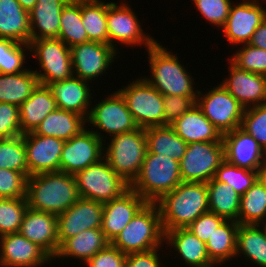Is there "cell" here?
I'll use <instances>...</instances> for the list:
<instances>
[{
    "instance_id": "obj_1",
    "label": "cell",
    "mask_w": 266,
    "mask_h": 267,
    "mask_svg": "<svg viewBox=\"0 0 266 267\" xmlns=\"http://www.w3.org/2000/svg\"><path fill=\"white\" fill-rule=\"evenodd\" d=\"M164 233L187 228L200 215L209 212L207 183L181 182L157 202Z\"/></svg>"
},
{
    "instance_id": "obj_2",
    "label": "cell",
    "mask_w": 266,
    "mask_h": 267,
    "mask_svg": "<svg viewBox=\"0 0 266 267\" xmlns=\"http://www.w3.org/2000/svg\"><path fill=\"white\" fill-rule=\"evenodd\" d=\"M79 198L74 175L58 171L30 175L27 179L26 200L30 209L59 215Z\"/></svg>"
},
{
    "instance_id": "obj_3",
    "label": "cell",
    "mask_w": 266,
    "mask_h": 267,
    "mask_svg": "<svg viewBox=\"0 0 266 267\" xmlns=\"http://www.w3.org/2000/svg\"><path fill=\"white\" fill-rule=\"evenodd\" d=\"M147 50L151 75L143 78L163 96H197L194 78L177 55L155 41Z\"/></svg>"
},
{
    "instance_id": "obj_4",
    "label": "cell",
    "mask_w": 266,
    "mask_h": 267,
    "mask_svg": "<svg viewBox=\"0 0 266 267\" xmlns=\"http://www.w3.org/2000/svg\"><path fill=\"white\" fill-rule=\"evenodd\" d=\"M181 182L177 160L162 153H146L141 171L130 188L147 202L155 203Z\"/></svg>"
},
{
    "instance_id": "obj_5",
    "label": "cell",
    "mask_w": 266,
    "mask_h": 267,
    "mask_svg": "<svg viewBox=\"0 0 266 267\" xmlns=\"http://www.w3.org/2000/svg\"><path fill=\"white\" fill-rule=\"evenodd\" d=\"M165 239L156 203H147L111 242L124 254L160 248Z\"/></svg>"
},
{
    "instance_id": "obj_6",
    "label": "cell",
    "mask_w": 266,
    "mask_h": 267,
    "mask_svg": "<svg viewBox=\"0 0 266 267\" xmlns=\"http://www.w3.org/2000/svg\"><path fill=\"white\" fill-rule=\"evenodd\" d=\"M104 146L103 157L110 167L128 184L138 177L147 152L145 129L117 134Z\"/></svg>"
},
{
    "instance_id": "obj_7",
    "label": "cell",
    "mask_w": 266,
    "mask_h": 267,
    "mask_svg": "<svg viewBox=\"0 0 266 267\" xmlns=\"http://www.w3.org/2000/svg\"><path fill=\"white\" fill-rule=\"evenodd\" d=\"M74 177L80 198L103 204L119 198L130 189V184L110 167L104 157Z\"/></svg>"
},
{
    "instance_id": "obj_8",
    "label": "cell",
    "mask_w": 266,
    "mask_h": 267,
    "mask_svg": "<svg viewBox=\"0 0 266 267\" xmlns=\"http://www.w3.org/2000/svg\"><path fill=\"white\" fill-rule=\"evenodd\" d=\"M117 91L124 98L139 128L164 126V96L144 78H138Z\"/></svg>"
},
{
    "instance_id": "obj_9",
    "label": "cell",
    "mask_w": 266,
    "mask_h": 267,
    "mask_svg": "<svg viewBox=\"0 0 266 267\" xmlns=\"http://www.w3.org/2000/svg\"><path fill=\"white\" fill-rule=\"evenodd\" d=\"M29 46L41 68L40 71L33 70L41 85L48 86L73 76L71 49L61 39L31 40Z\"/></svg>"
},
{
    "instance_id": "obj_10",
    "label": "cell",
    "mask_w": 266,
    "mask_h": 267,
    "mask_svg": "<svg viewBox=\"0 0 266 267\" xmlns=\"http://www.w3.org/2000/svg\"><path fill=\"white\" fill-rule=\"evenodd\" d=\"M224 160L223 142L187 144L185 154L179 161L182 182H209Z\"/></svg>"
},
{
    "instance_id": "obj_11",
    "label": "cell",
    "mask_w": 266,
    "mask_h": 267,
    "mask_svg": "<svg viewBox=\"0 0 266 267\" xmlns=\"http://www.w3.org/2000/svg\"><path fill=\"white\" fill-rule=\"evenodd\" d=\"M108 96L95 106H91L89 116L86 119L88 125L92 124L93 127L97 128L96 130L91 126V130L104 142L106 140L103 139L104 134L100 133L101 131L112 137L138 128L122 95L115 91Z\"/></svg>"
},
{
    "instance_id": "obj_12",
    "label": "cell",
    "mask_w": 266,
    "mask_h": 267,
    "mask_svg": "<svg viewBox=\"0 0 266 267\" xmlns=\"http://www.w3.org/2000/svg\"><path fill=\"white\" fill-rule=\"evenodd\" d=\"M201 92L199 89L196 104L222 135L241 127L245 109L221 84L205 95Z\"/></svg>"
},
{
    "instance_id": "obj_13",
    "label": "cell",
    "mask_w": 266,
    "mask_h": 267,
    "mask_svg": "<svg viewBox=\"0 0 266 267\" xmlns=\"http://www.w3.org/2000/svg\"><path fill=\"white\" fill-rule=\"evenodd\" d=\"M117 4L115 2L107 3L108 44L116 50L118 47H115L117 44L114 41L127 45L126 47L143 44L148 49L156 41L154 37L144 33L140 20L130 5L123 2L119 6Z\"/></svg>"
},
{
    "instance_id": "obj_14",
    "label": "cell",
    "mask_w": 266,
    "mask_h": 267,
    "mask_svg": "<svg viewBox=\"0 0 266 267\" xmlns=\"http://www.w3.org/2000/svg\"><path fill=\"white\" fill-rule=\"evenodd\" d=\"M104 145L90 128L64 142L60 156L59 171L71 175L82 171L103 158Z\"/></svg>"
},
{
    "instance_id": "obj_15",
    "label": "cell",
    "mask_w": 266,
    "mask_h": 267,
    "mask_svg": "<svg viewBox=\"0 0 266 267\" xmlns=\"http://www.w3.org/2000/svg\"><path fill=\"white\" fill-rule=\"evenodd\" d=\"M70 49L73 76L90 83L109 70L118 53V50L109 44L93 41L76 44Z\"/></svg>"
},
{
    "instance_id": "obj_16",
    "label": "cell",
    "mask_w": 266,
    "mask_h": 267,
    "mask_svg": "<svg viewBox=\"0 0 266 267\" xmlns=\"http://www.w3.org/2000/svg\"><path fill=\"white\" fill-rule=\"evenodd\" d=\"M236 4L231 6L226 24L221 29L233 46L248 44L253 33L266 20V8L258 0H242Z\"/></svg>"
},
{
    "instance_id": "obj_17",
    "label": "cell",
    "mask_w": 266,
    "mask_h": 267,
    "mask_svg": "<svg viewBox=\"0 0 266 267\" xmlns=\"http://www.w3.org/2000/svg\"><path fill=\"white\" fill-rule=\"evenodd\" d=\"M103 203L79 198L71 207L57 215L59 246L87 229L102 227Z\"/></svg>"
},
{
    "instance_id": "obj_18",
    "label": "cell",
    "mask_w": 266,
    "mask_h": 267,
    "mask_svg": "<svg viewBox=\"0 0 266 267\" xmlns=\"http://www.w3.org/2000/svg\"><path fill=\"white\" fill-rule=\"evenodd\" d=\"M30 175L58 172L64 140L37 135L33 131L22 134Z\"/></svg>"
},
{
    "instance_id": "obj_19",
    "label": "cell",
    "mask_w": 266,
    "mask_h": 267,
    "mask_svg": "<svg viewBox=\"0 0 266 267\" xmlns=\"http://www.w3.org/2000/svg\"><path fill=\"white\" fill-rule=\"evenodd\" d=\"M52 258L19 232L0 236L1 267H41Z\"/></svg>"
},
{
    "instance_id": "obj_20",
    "label": "cell",
    "mask_w": 266,
    "mask_h": 267,
    "mask_svg": "<svg viewBox=\"0 0 266 267\" xmlns=\"http://www.w3.org/2000/svg\"><path fill=\"white\" fill-rule=\"evenodd\" d=\"M147 203L131 188L119 198L104 203L101 230L107 241L111 243Z\"/></svg>"
},
{
    "instance_id": "obj_21",
    "label": "cell",
    "mask_w": 266,
    "mask_h": 267,
    "mask_svg": "<svg viewBox=\"0 0 266 267\" xmlns=\"http://www.w3.org/2000/svg\"><path fill=\"white\" fill-rule=\"evenodd\" d=\"M228 78L221 85L244 109L266 103V76L239 69L230 60Z\"/></svg>"
},
{
    "instance_id": "obj_22",
    "label": "cell",
    "mask_w": 266,
    "mask_h": 267,
    "mask_svg": "<svg viewBox=\"0 0 266 267\" xmlns=\"http://www.w3.org/2000/svg\"><path fill=\"white\" fill-rule=\"evenodd\" d=\"M19 233L41 247L54 260L59 248L57 215L28 207Z\"/></svg>"
},
{
    "instance_id": "obj_23",
    "label": "cell",
    "mask_w": 266,
    "mask_h": 267,
    "mask_svg": "<svg viewBox=\"0 0 266 267\" xmlns=\"http://www.w3.org/2000/svg\"><path fill=\"white\" fill-rule=\"evenodd\" d=\"M225 160L240 168L257 171L266 157L259 143L241 127L223 134Z\"/></svg>"
},
{
    "instance_id": "obj_24",
    "label": "cell",
    "mask_w": 266,
    "mask_h": 267,
    "mask_svg": "<svg viewBox=\"0 0 266 267\" xmlns=\"http://www.w3.org/2000/svg\"><path fill=\"white\" fill-rule=\"evenodd\" d=\"M88 83L79 77L72 76L63 81L50 83L47 87L51 90L58 109L74 112L87 119L91 99H93L92 89Z\"/></svg>"
},
{
    "instance_id": "obj_25",
    "label": "cell",
    "mask_w": 266,
    "mask_h": 267,
    "mask_svg": "<svg viewBox=\"0 0 266 267\" xmlns=\"http://www.w3.org/2000/svg\"><path fill=\"white\" fill-rule=\"evenodd\" d=\"M170 126L187 144L193 142H223V135L205 117L197 104L182 114Z\"/></svg>"
},
{
    "instance_id": "obj_26",
    "label": "cell",
    "mask_w": 266,
    "mask_h": 267,
    "mask_svg": "<svg viewBox=\"0 0 266 267\" xmlns=\"http://www.w3.org/2000/svg\"><path fill=\"white\" fill-rule=\"evenodd\" d=\"M69 0H37L29 12L31 40L58 38L60 17ZM37 29V30H36Z\"/></svg>"
},
{
    "instance_id": "obj_27",
    "label": "cell",
    "mask_w": 266,
    "mask_h": 267,
    "mask_svg": "<svg viewBox=\"0 0 266 267\" xmlns=\"http://www.w3.org/2000/svg\"><path fill=\"white\" fill-rule=\"evenodd\" d=\"M165 244L172 246L188 267H207L212 265L206 243L201 241L187 228L165 232ZM168 242V243H167Z\"/></svg>"
},
{
    "instance_id": "obj_28",
    "label": "cell",
    "mask_w": 266,
    "mask_h": 267,
    "mask_svg": "<svg viewBox=\"0 0 266 267\" xmlns=\"http://www.w3.org/2000/svg\"><path fill=\"white\" fill-rule=\"evenodd\" d=\"M0 38L30 44L29 12L17 0H0Z\"/></svg>"
},
{
    "instance_id": "obj_29",
    "label": "cell",
    "mask_w": 266,
    "mask_h": 267,
    "mask_svg": "<svg viewBox=\"0 0 266 267\" xmlns=\"http://www.w3.org/2000/svg\"><path fill=\"white\" fill-rule=\"evenodd\" d=\"M57 109L51 90L39 84L30 97L19 106L20 129L23 134L32 132L40 122Z\"/></svg>"
},
{
    "instance_id": "obj_30",
    "label": "cell",
    "mask_w": 266,
    "mask_h": 267,
    "mask_svg": "<svg viewBox=\"0 0 266 267\" xmlns=\"http://www.w3.org/2000/svg\"><path fill=\"white\" fill-rule=\"evenodd\" d=\"M109 242L101 228L87 229L66 239L58 248L55 258L73 257L86 263L97 252L103 250Z\"/></svg>"
},
{
    "instance_id": "obj_31",
    "label": "cell",
    "mask_w": 266,
    "mask_h": 267,
    "mask_svg": "<svg viewBox=\"0 0 266 267\" xmlns=\"http://www.w3.org/2000/svg\"><path fill=\"white\" fill-rule=\"evenodd\" d=\"M86 124L85 117L57 108L50 112L33 132L67 141L84 130Z\"/></svg>"
},
{
    "instance_id": "obj_32",
    "label": "cell",
    "mask_w": 266,
    "mask_h": 267,
    "mask_svg": "<svg viewBox=\"0 0 266 267\" xmlns=\"http://www.w3.org/2000/svg\"><path fill=\"white\" fill-rule=\"evenodd\" d=\"M33 70H25L17 74L0 73V102L20 106L39 85Z\"/></svg>"
},
{
    "instance_id": "obj_33",
    "label": "cell",
    "mask_w": 266,
    "mask_h": 267,
    "mask_svg": "<svg viewBox=\"0 0 266 267\" xmlns=\"http://www.w3.org/2000/svg\"><path fill=\"white\" fill-rule=\"evenodd\" d=\"M239 223L225 220L214 230L206 242L209 258L214 264H225L236 257V241Z\"/></svg>"
},
{
    "instance_id": "obj_34",
    "label": "cell",
    "mask_w": 266,
    "mask_h": 267,
    "mask_svg": "<svg viewBox=\"0 0 266 267\" xmlns=\"http://www.w3.org/2000/svg\"><path fill=\"white\" fill-rule=\"evenodd\" d=\"M261 228V229H260ZM243 257L259 267H266V237L260 225L239 224L236 241V258Z\"/></svg>"
},
{
    "instance_id": "obj_35",
    "label": "cell",
    "mask_w": 266,
    "mask_h": 267,
    "mask_svg": "<svg viewBox=\"0 0 266 267\" xmlns=\"http://www.w3.org/2000/svg\"><path fill=\"white\" fill-rule=\"evenodd\" d=\"M145 134L147 139L146 153H162L178 162L185 154L187 143L170 125L146 128Z\"/></svg>"
},
{
    "instance_id": "obj_36",
    "label": "cell",
    "mask_w": 266,
    "mask_h": 267,
    "mask_svg": "<svg viewBox=\"0 0 266 267\" xmlns=\"http://www.w3.org/2000/svg\"><path fill=\"white\" fill-rule=\"evenodd\" d=\"M209 211L225 220L238 222L240 195L228 184L216 181L207 182Z\"/></svg>"
},
{
    "instance_id": "obj_37",
    "label": "cell",
    "mask_w": 266,
    "mask_h": 267,
    "mask_svg": "<svg viewBox=\"0 0 266 267\" xmlns=\"http://www.w3.org/2000/svg\"><path fill=\"white\" fill-rule=\"evenodd\" d=\"M81 16L88 40L108 44L107 3L104 0H81Z\"/></svg>"
},
{
    "instance_id": "obj_38",
    "label": "cell",
    "mask_w": 266,
    "mask_h": 267,
    "mask_svg": "<svg viewBox=\"0 0 266 267\" xmlns=\"http://www.w3.org/2000/svg\"><path fill=\"white\" fill-rule=\"evenodd\" d=\"M58 38L70 48L89 41L82 23L81 0H69L63 7Z\"/></svg>"
},
{
    "instance_id": "obj_39",
    "label": "cell",
    "mask_w": 266,
    "mask_h": 267,
    "mask_svg": "<svg viewBox=\"0 0 266 267\" xmlns=\"http://www.w3.org/2000/svg\"><path fill=\"white\" fill-rule=\"evenodd\" d=\"M266 219V190L256 182L240 196L239 224L259 225Z\"/></svg>"
},
{
    "instance_id": "obj_40",
    "label": "cell",
    "mask_w": 266,
    "mask_h": 267,
    "mask_svg": "<svg viewBox=\"0 0 266 267\" xmlns=\"http://www.w3.org/2000/svg\"><path fill=\"white\" fill-rule=\"evenodd\" d=\"M0 168L22 172L29 177L26 148L22 135L0 139Z\"/></svg>"
},
{
    "instance_id": "obj_41",
    "label": "cell",
    "mask_w": 266,
    "mask_h": 267,
    "mask_svg": "<svg viewBox=\"0 0 266 267\" xmlns=\"http://www.w3.org/2000/svg\"><path fill=\"white\" fill-rule=\"evenodd\" d=\"M214 179L230 185L242 196L257 180V171L232 165L224 160L216 170Z\"/></svg>"
},
{
    "instance_id": "obj_42",
    "label": "cell",
    "mask_w": 266,
    "mask_h": 267,
    "mask_svg": "<svg viewBox=\"0 0 266 267\" xmlns=\"http://www.w3.org/2000/svg\"><path fill=\"white\" fill-rule=\"evenodd\" d=\"M27 208L26 197L0 198V236L19 232Z\"/></svg>"
},
{
    "instance_id": "obj_43",
    "label": "cell",
    "mask_w": 266,
    "mask_h": 267,
    "mask_svg": "<svg viewBox=\"0 0 266 267\" xmlns=\"http://www.w3.org/2000/svg\"><path fill=\"white\" fill-rule=\"evenodd\" d=\"M26 48V49H25ZM30 51L29 44L0 38V73L17 74L24 72L25 51Z\"/></svg>"
},
{
    "instance_id": "obj_44",
    "label": "cell",
    "mask_w": 266,
    "mask_h": 267,
    "mask_svg": "<svg viewBox=\"0 0 266 267\" xmlns=\"http://www.w3.org/2000/svg\"><path fill=\"white\" fill-rule=\"evenodd\" d=\"M242 45L229 60L239 69L266 76V50L250 44Z\"/></svg>"
},
{
    "instance_id": "obj_45",
    "label": "cell",
    "mask_w": 266,
    "mask_h": 267,
    "mask_svg": "<svg viewBox=\"0 0 266 267\" xmlns=\"http://www.w3.org/2000/svg\"><path fill=\"white\" fill-rule=\"evenodd\" d=\"M241 128L252 136L266 152V103L246 108Z\"/></svg>"
},
{
    "instance_id": "obj_46",
    "label": "cell",
    "mask_w": 266,
    "mask_h": 267,
    "mask_svg": "<svg viewBox=\"0 0 266 267\" xmlns=\"http://www.w3.org/2000/svg\"><path fill=\"white\" fill-rule=\"evenodd\" d=\"M197 11L211 24L221 27L226 24L233 2L230 0H192Z\"/></svg>"
},
{
    "instance_id": "obj_47",
    "label": "cell",
    "mask_w": 266,
    "mask_h": 267,
    "mask_svg": "<svg viewBox=\"0 0 266 267\" xmlns=\"http://www.w3.org/2000/svg\"><path fill=\"white\" fill-rule=\"evenodd\" d=\"M27 179L22 172L0 168V198L26 197Z\"/></svg>"
},
{
    "instance_id": "obj_48",
    "label": "cell",
    "mask_w": 266,
    "mask_h": 267,
    "mask_svg": "<svg viewBox=\"0 0 266 267\" xmlns=\"http://www.w3.org/2000/svg\"><path fill=\"white\" fill-rule=\"evenodd\" d=\"M196 99L197 96H164V126L173 124L182 114L189 111L196 105Z\"/></svg>"
},
{
    "instance_id": "obj_49",
    "label": "cell",
    "mask_w": 266,
    "mask_h": 267,
    "mask_svg": "<svg viewBox=\"0 0 266 267\" xmlns=\"http://www.w3.org/2000/svg\"><path fill=\"white\" fill-rule=\"evenodd\" d=\"M22 134L19 107L0 102V139L13 138Z\"/></svg>"
},
{
    "instance_id": "obj_50",
    "label": "cell",
    "mask_w": 266,
    "mask_h": 267,
    "mask_svg": "<svg viewBox=\"0 0 266 267\" xmlns=\"http://www.w3.org/2000/svg\"><path fill=\"white\" fill-rule=\"evenodd\" d=\"M127 254L109 243L97 252L85 264L87 267H125Z\"/></svg>"
},
{
    "instance_id": "obj_51",
    "label": "cell",
    "mask_w": 266,
    "mask_h": 267,
    "mask_svg": "<svg viewBox=\"0 0 266 267\" xmlns=\"http://www.w3.org/2000/svg\"><path fill=\"white\" fill-rule=\"evenodd\" d=\"M225 219L212 212H206L200 215L194 222H192L187 229H189L201 241L206 243L209 237L214 233V230L221 225Z\"/></svg>"
},
{
    "instance_id": "obj_52",
    "label": "cell",
    "mask_w": 266,
    "mask_h": 267,
    "mask_svg": "<svg viewBox=\"0 0 266 267\" xmlns=\"http://www.w3.org/2000/svg\"><path fill=\"white\" fill-rule=\"evenodd\" d=\"M158 249L160 250L155 248L146 252L127 254L125 267H161L163 263L159 260Z\"/></svg>"
},
{
    "instance_id": "obj_53",
    "label": "cell",
    "mask_w": 266,
    "mask_h": 267,
    "mask_svg": "<svg viewBox=\"0 0 266 267\" xmlns=\"http://www.w3.org/2000/svg\"><path fill=\"white\" fill-rule=\"evenodd\" d=\"M248 44L253 47L266 50V20L253 33Z\"/></svg>"
},
{
    "instance_id": "obj_54",
    "label": "cell",
    "mask_w": 266,
    "mask_h": 267,
    "mask_svg": "<svg viewBox=\"0 0 266 267\" xmlns=\"http://www.w3.org/2000/svg\"><path fill=\"white\" fill-rule=\"evenodd\" d=\"M257 180L266 190V157L257 169Z\"/></svg>"
},
{
    "instance_id": "obj_55",
    "label": "cell",
    "mask_w": 266,
    "mask_h": 267,
    "mask_svg": "<svg viewBox=\"0 0 266 267\" xmlns=\"http://www.w3.org/2000/svg\"><path fill=\"white\" fill-rule=\"evenodd\" d=\"M17 1L25 11L30 12L35 6L37 0H17Z\"/></svg>"
},
{
    "instance_id": "obj_56",
    "label": "cell",
    "mask_w": 266,
    "mask_h": 267,
    "mask_svg": "<svg viewBox=\"0 0 266 267\" xmlns=\"http://www.w3.org/2000/svg\"><path fill=\"white\" fill-rule=\"evenodd\" d=\"M259 225L263 227L262 230H263L265 237H266V219L263 222H261Z\"/></svg>"
},
{
    "instance_id": "obj_57",
    "label": "cell",
    "mask_w": 266,
    "mask_h": 267,
    "mask_svg": "<svg viewBox=\"0 0 266 267\" xmlns=\"http://www.w3.org/2000/svg\"><path fill=\"white\" fill-rule=\"evenodd\" d=\"M217 265H220L222 267L221 264H214V263L212 265H210V266H207V267H215V266L217 267Z\"/></svg>"
}]
</instances>
